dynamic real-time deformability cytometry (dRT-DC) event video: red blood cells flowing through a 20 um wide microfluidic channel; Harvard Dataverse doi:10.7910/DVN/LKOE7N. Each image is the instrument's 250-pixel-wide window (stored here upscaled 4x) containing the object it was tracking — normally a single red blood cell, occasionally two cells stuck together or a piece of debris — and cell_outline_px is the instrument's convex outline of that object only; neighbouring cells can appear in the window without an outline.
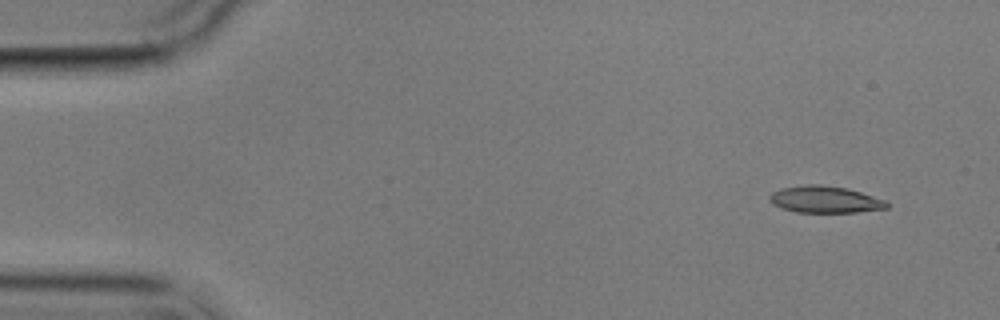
{"species": "common noctule bat (a hibernating species)", "species_latin": "Nyctalus noctula", "temperature_condition": "cold", "stored_images_in_passage": 9, "camera_frame_rate_fps": 3000, "um_per_image_px": 0.085, "animal": {"sex": "male", "body_mass_g": 17.9}, "frame": {"image": 1, "passage_image": 1, "time_ms": 0.0, "image_size_px": [1000, 320], "cell_outline_px": [[888, 208], [856, 212], [796, 212], [780, 208], [772, 204], [768, 200], [768, 196], [772, 192], [780, 188], [808, 184], [820, 184], [844, 188], [860, 192], [884, 200], [888, 204]], "centroid_in_image_um": [70.05, 16.96], "position_along_channel_um": 15.0, "area_um2": 18.26}}
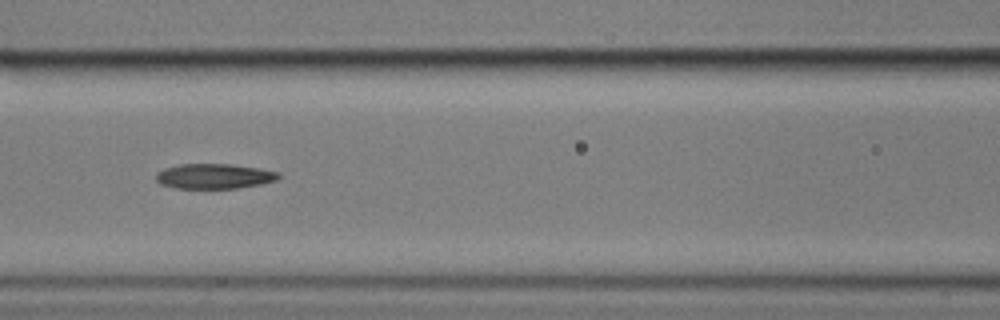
{"frame": {"image": 2, "passage_image": 6, "time_ms": 6.667, "image_size_px": [1000, 320], "cell_outline_px": [[280, 176], [276, 180], [260, 184], [236, 188], [176, 188], [160, 184], [156, 180], [156, 172], [164, 168], [180, 164], [232, 164], [260, 168], [280, 172]], "centroid_in_image_um": [18.2, 14.97], "position_along_channel_um": 148.4, "area_um2": 17.92}}
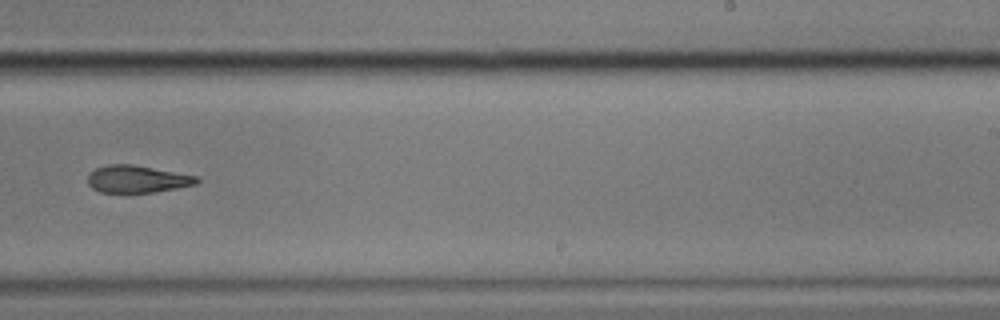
{"frame": {"image": 3, "passage_image": 9, "time_ms": 10.333, "image_size_px": [1000, 320], "cell_outline_px": [[200, 180], [196, 184], [156, 192], [100, 192], [92, 188], [88, 184], [88, 176], [96, 168], [108, 164], [132, 164], [200, 176]], "centroid_in_image_um": [11.69, 15.21], "position_along_channel_um": 277.3, "area_um2": 17.34}}